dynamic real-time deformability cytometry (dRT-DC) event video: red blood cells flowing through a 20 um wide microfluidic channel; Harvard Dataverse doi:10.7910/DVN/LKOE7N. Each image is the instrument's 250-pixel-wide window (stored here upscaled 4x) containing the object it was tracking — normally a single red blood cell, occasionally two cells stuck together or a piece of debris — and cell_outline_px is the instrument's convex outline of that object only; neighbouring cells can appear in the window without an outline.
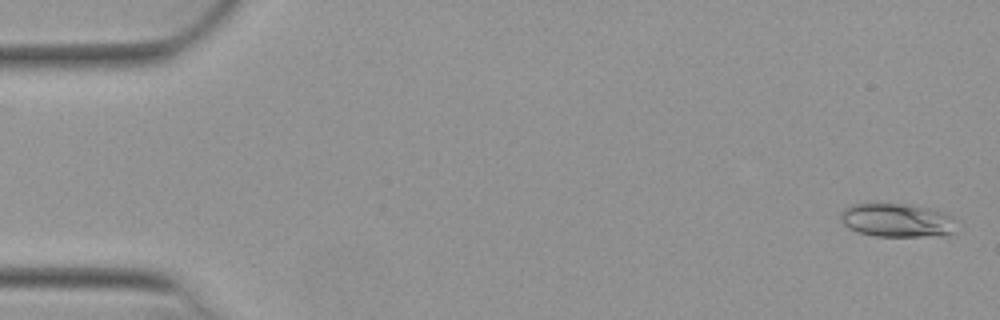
{"species": "Egyptian fruit bat (a non-hibernating species)", "species_latin": "Rousettus aegyptiacus", "temperature_condition": "warm", "stored_images_in_passage": 14, "camera_frame_rate_fps": 3000, "um_per_image_px": 0.085, "animal": {"sex": "female"}, "frame": {"image": 1, "passage_image": 1, "time_ms": 0.0, "image_size_px": [1000, 320], "cell_outline_px": [[956, 232], [948, 236], [876, 236], [860, 232], [848, 228], [840, 220], [840, 216], [852, 204], [876, 200], [912, 204], [948, 212]], "centroid_in_image_um": [76.25, 18.67], "position_along_channel_um": 8.7, "area_um2": 23.52}}
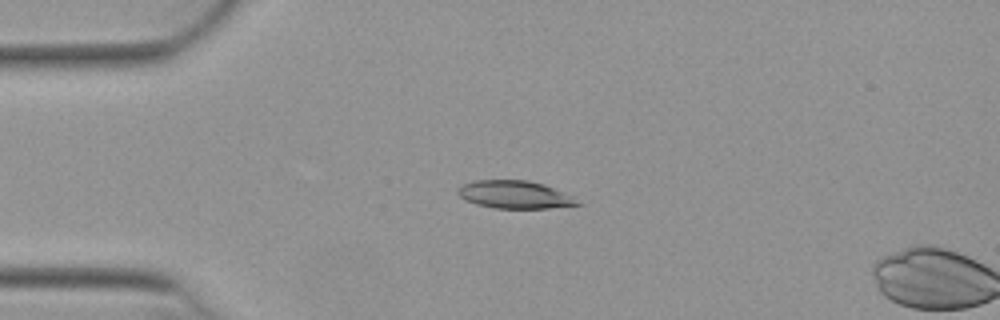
{"frame": {"image": 2, "passage_image": 12, "time_ms": 3.667, "image_size_px": [1000, 320], "cell_outline_px": [[584, 204], [548, 208], [496, 208], [476, 204], [464, 200], [456, 192], [456, 188], [464, 184], [476, 180], [528, 180], [544, 184], [572, 196]], "centroid_in_image_um": [43.73, 16.54], "position_along_channel_um": 41.3, "area_um2": 19.36}}